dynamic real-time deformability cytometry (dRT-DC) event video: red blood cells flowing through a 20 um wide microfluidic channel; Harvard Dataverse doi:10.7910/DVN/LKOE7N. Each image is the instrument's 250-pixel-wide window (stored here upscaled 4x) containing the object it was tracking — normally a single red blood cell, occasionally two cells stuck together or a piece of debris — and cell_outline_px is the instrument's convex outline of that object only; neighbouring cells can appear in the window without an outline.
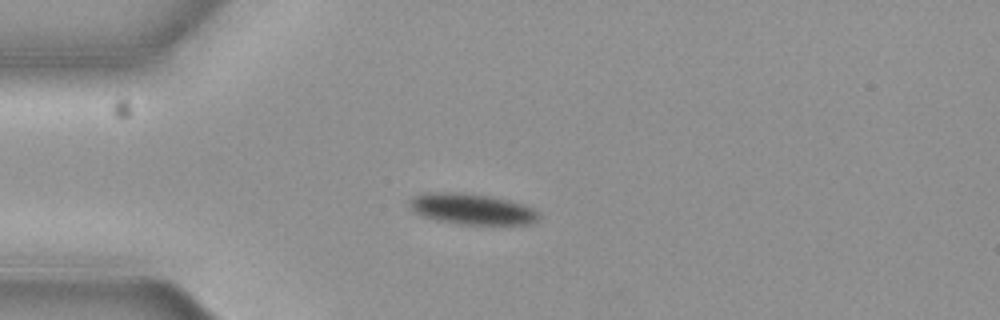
{"species": "common noctule bat (a hibernating species)", "species_latin": "Nyctalus noctula", "temperature_condition": "cold", "stored_images_in_passage": 6, "camera_frame_rate_fps": 3000, "um_per_image_px": 0.085, "animal": {"sex": "female", "body_mass_g": 19.3, "forearm_length_mm": 54.1}, "frame": {"image": 1, "passage_image": 4, "time_ms": 1.0, "image_size_px": [1000, 320], "cell_outline_px": [[540, 216], [532, 224], [456, 224], [436, 220], [420, 216], [412, 212], [408, 204], [408, 200], [412, 196], [436, 192], [452, 192], [488, 196], [508, 200], [524, 204], [540, 212]], "centroid_in_image_um": [40.07, 17.78], "position_along_channel_um": 44.9, "area_um2": 23.35}}
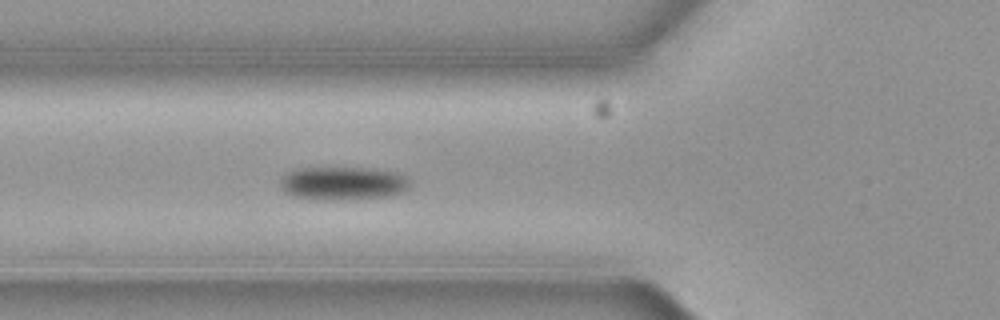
{"frame": {"image": 2, "passage_image": 6, "time_ms": 1.667, "image_size_px": [1000, 320], "cell_outline_px": [[412, 180], [408, 188], [400, 192], [388, 196], [332, 200], [324, 200], [292, 196], [284, 192], [280, 184], [280, 180], [288, 172], [300, 168], [368, 168], [396, 172], [408, 176]], "centroid_in_image_um": [29.17, 15.57], "position_along_channel_um": 96.6, "area_um2": 25.14}}